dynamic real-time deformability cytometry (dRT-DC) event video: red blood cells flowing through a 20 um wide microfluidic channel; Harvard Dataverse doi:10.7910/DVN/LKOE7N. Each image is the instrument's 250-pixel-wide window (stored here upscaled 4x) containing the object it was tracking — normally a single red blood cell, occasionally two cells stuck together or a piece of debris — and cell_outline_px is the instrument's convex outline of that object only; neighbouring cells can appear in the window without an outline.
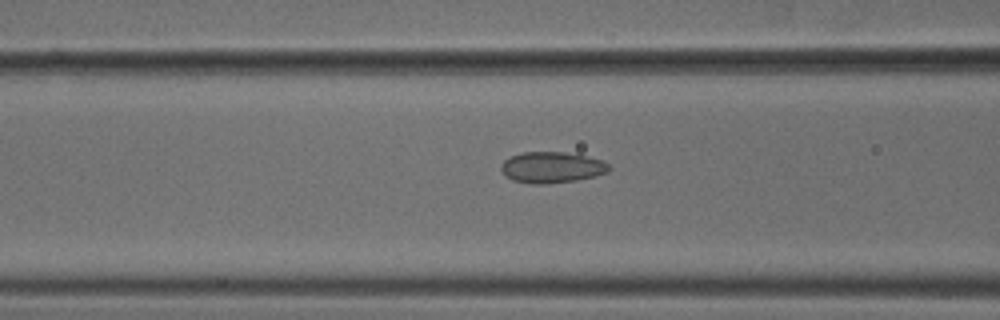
{"species": "common noctule bat (a hibernating species)", "species_latin": "Nyctalus noctula", "temperature_condition": "cold", "stored_images_in_passage": 54, "camera_frame_rate_fps": 3000, "um_per_image_px": 0.085, "animal": {"sex": "male", "body_mass_g": 18.8}, "frame": {"image": 1, "passage_image": 22, "time_ms": 7.0, "image_size_px": [1000, 320], "cell_outline_px": [[612, 168], [608, 172], [596, 176], [576, 180], [548, 184], [528, 184], [512, 180], [504, 176], [500, 168], [500, 164], [504, 160], [512, 156], [524, 152], [564, 152], [584, 156], [600, 160], [608, 164]], "centroid_in_image_um": [46.87, 14.24], "position_along_channel_um": 119.7, "area_um2": 19.65}}
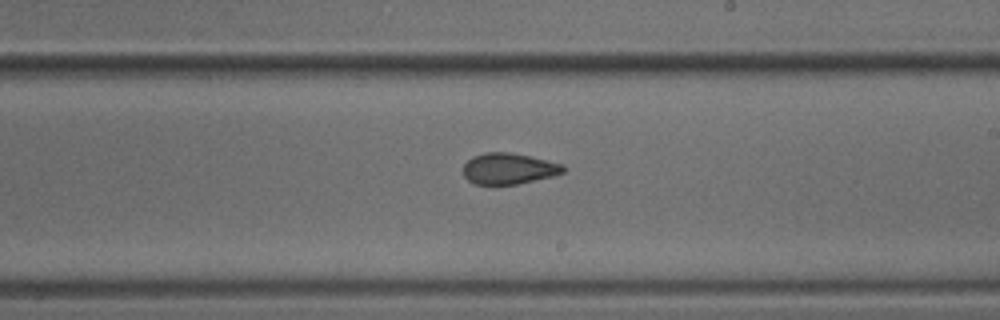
{"frame": {"image": 2, "passage_image": 32, "time_ms": 10.333, "image_size_px": [1000, 320], "cell_outline_px": [[564, 172], [552, 176], [516, 184], [496, 188], [472, 184], [464, 176], [464, 164], [472, 156], [484, 152], [512, 152], [564, 164]], "centroid_in_image_um": [43.18, 14.37], "position_along_channel_um": 245.8, "area_um2": 18.73}}
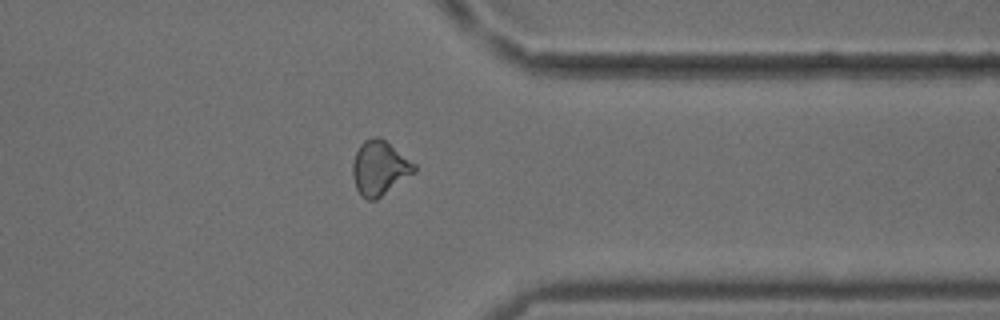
{"frame": {"image": 3, "passage_image": 43, "time_ms": 14.0, "image_size_px": [1000, 320], "cell_outline_px": [[416, 172], [376, 200], [368, 200], [356, 188], [352, 176], [352, 164], [356, 152], [360, 144], [364, 140], [372, 136], [380, 136], [416, 164]], "centroid_in_image_um": [32.27, 14.26], "position_along_channel_um": 379.1, "area_um2": 19.59}, "authors_computed_cell_mechanics": {"area_um2": 18.9873, "velocity_mm_per_s": 3.7748, "shape_relaxation_time_tau1_ms": 10.9378, "shape_relaxation_time_tau2_ms": 1.6194, "deformation_change_tau1": 0.1418, "deformation_change_tau2": 0.0624}}